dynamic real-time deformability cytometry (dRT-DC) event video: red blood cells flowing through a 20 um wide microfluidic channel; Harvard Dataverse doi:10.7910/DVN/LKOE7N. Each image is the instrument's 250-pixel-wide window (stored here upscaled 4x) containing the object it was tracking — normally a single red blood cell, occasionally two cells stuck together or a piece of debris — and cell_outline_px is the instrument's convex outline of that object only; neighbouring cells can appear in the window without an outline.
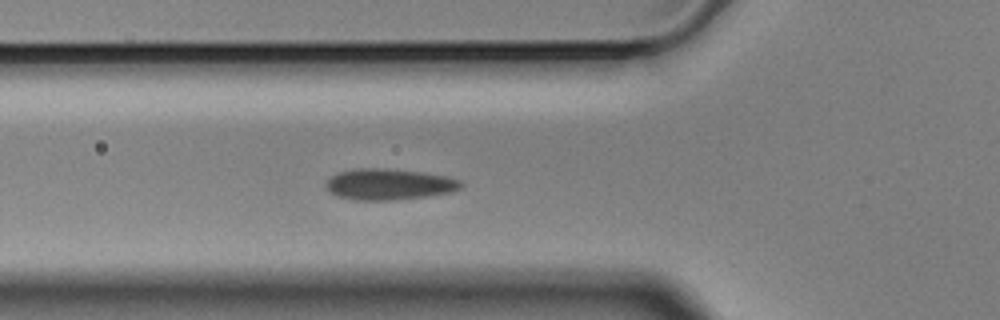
{"species": "Egyptian fruit bat (a non-hibernating species)", "species_latin": "Rousettus aegyptiacus", "temperature_condition": "cold", "stored_images_in_passage": 6, "camera_frame_rate_fps": 3000, "um_per_image_px": 0.085, "animal": {"sex": "male"}, "frame": {"image": 1, "passage_image": 6, "time_ms": 1.667, "image_size_px": [1000, 320], "cell_outline_px": [[464, 184], [460, 188], [452, 192], [428, 196], [396, 200], [352, 200], [336, 196], [328, 192], [324, 184], [332, 176], [340, 172], [356, 168], [388, 168], [424, 172], [448, 176], [460, 180]], "centroid_in_image_um": [33.07, 15.67], "position_along_channel_um": 92.7, "area_um2": 24.85}}